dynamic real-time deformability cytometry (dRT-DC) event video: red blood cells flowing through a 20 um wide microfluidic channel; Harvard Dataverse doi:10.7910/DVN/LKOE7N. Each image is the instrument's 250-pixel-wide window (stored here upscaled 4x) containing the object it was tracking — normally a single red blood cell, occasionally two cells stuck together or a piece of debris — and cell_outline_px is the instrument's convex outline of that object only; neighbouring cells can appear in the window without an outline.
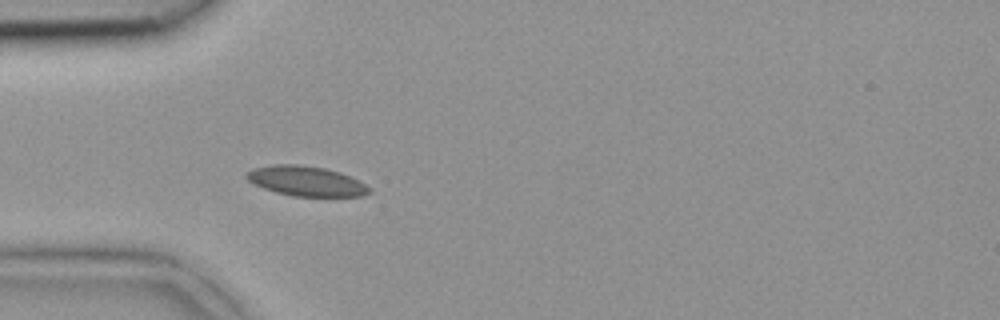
{"species": "common noctule bat (a hibernating species)", "species_latin": "Nyctalus noctula", "temperature_condition": "room temperature", "stored_images_in_passage": 31, "camera_frame_rate_fps": 3000, "um_per_image_px": 0.085, "animal": {"sex": "female", "body_mass_g": 18.4}, "frame": {"image": 1, "passage_image": 1, "time_ms": 0.0, "image_size_px": [1000, 320], "cell_outline_px": [[372, 192], [360, 196], [292, 196], [276, 192], [264, 188], [248, 180], [244, 176], [252, 168], [272, 164], [296, 164], [324, 168], [340, 172], [372, 188]], "centroid_in_image_um": [26.01, 15.39], "position_along_channel_um": 59.0, "area_um2": 21.21}}
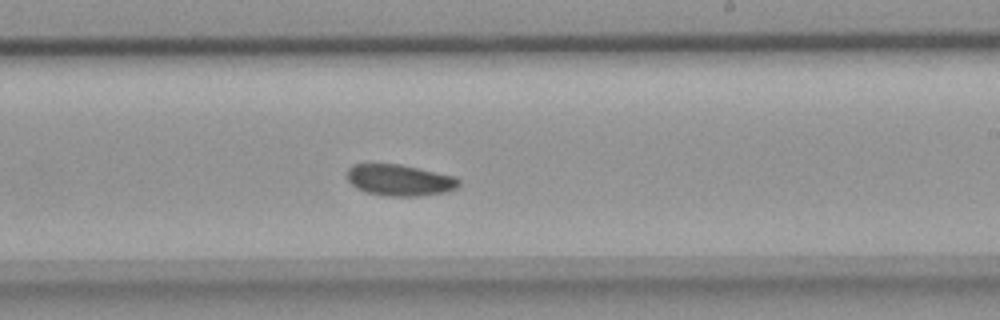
{"frame": {"image": 2, "passage_image": 14, "time_ms": 4.333, "image_size_px": [1000, 320], "cell_outline_px": [[460, 184], [456, 188], [448, 192], [420, 196], [388, 196], [368, 192], [356, 188], [344, 176], [348, 168], [352, 164], [400, 164], [456, 176], [460, 180]], "centroid_in_image_um": [33.97, 15.31], "position_along_channel_um": 255.0, "area_um2": 20.63}}
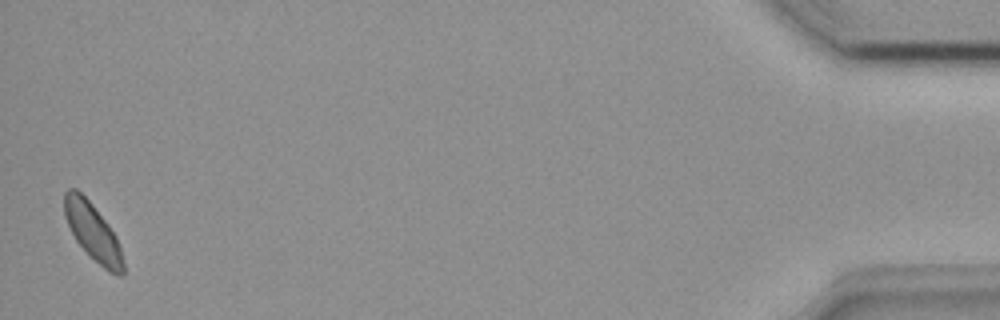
{"frame": {"image": 3, "passage_image": 31, "time_ms": 10.0, "image_size_px": [1000, 320], "cell_outline_px": [[124, 272], [120, 276], [116, 276], [108, 272], [76, 240], [64, 216], [64, 192], [68, 188], [76, 188], [92, 204], [108, 224], [116, 236], [120, 248], [124, 264]], "centroid_in_image_um": [7.89, 19.7], "position_along_channel_um": 427.3, "area_um2": 19.25}}